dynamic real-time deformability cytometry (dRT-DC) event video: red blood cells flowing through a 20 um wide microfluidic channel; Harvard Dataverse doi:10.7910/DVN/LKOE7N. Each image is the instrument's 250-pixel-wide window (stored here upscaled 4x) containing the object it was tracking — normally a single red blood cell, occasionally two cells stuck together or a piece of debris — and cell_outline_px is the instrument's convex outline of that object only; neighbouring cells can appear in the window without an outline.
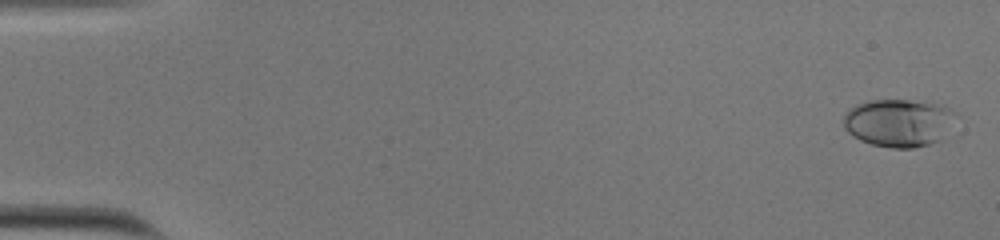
{"species": "human", "species_latin": "Homo sapiens", "temperature_condition": "cold", "stored_images_in_passage": 1, "camera_frame_rate_fps": 3000, "um_per_image_px": 0.085, "donor": {"sex": "male"}, "frame": {"image": 1, "passage_image": 1, "time_ms": 0.0, "image_size_px": [1000, 240], "cell_outline_px": [[920, 144], [876, 144], [864, 140], [856, 136], [848, 128], [848, 116], [856, 108], [868, 104], [888, 100], [896, 100], [916, 104]], "centroid_in_image_um": [75.31, 10.44], "position_along_channel_um": 9.7, "area_um2": 19.19}}